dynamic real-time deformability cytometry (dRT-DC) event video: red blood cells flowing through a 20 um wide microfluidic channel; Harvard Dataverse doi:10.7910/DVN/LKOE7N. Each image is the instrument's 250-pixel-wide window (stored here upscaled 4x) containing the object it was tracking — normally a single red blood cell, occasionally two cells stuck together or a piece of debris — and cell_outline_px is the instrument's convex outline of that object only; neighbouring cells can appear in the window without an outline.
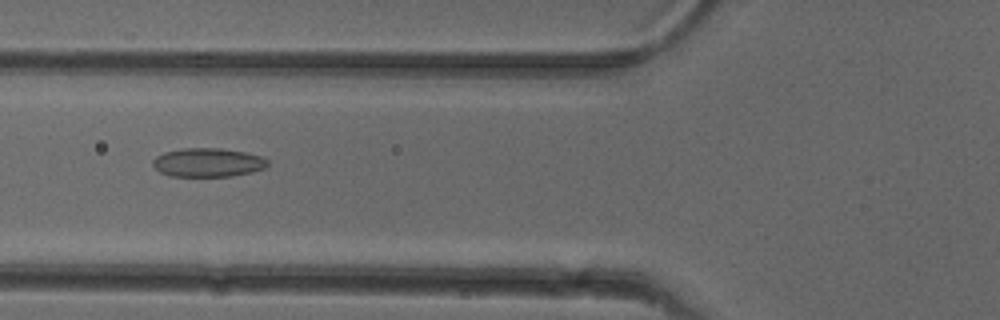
{"species": "common noctule bat (a hibernating species)", "species_latin": "Nyctalus noctula", "temperature_condition": "cold", "stored_images_in_passage": 35, "camera_frame_rate_fps": 3000, "um_per_image_px": 0.085, "animal": {"sex": "female"}, "frame": {"image": 1, "passage_image": 5, "time_ms": 1.333, "image_size_px": [1000, 320], "cell_outline_px": [[268, 164], [264, 168], [252, 172], [232, 176], [168, 176], [160, 172], [152, 164], [152, 160], [156, 156], [164, 152], [180, 148], [220, 148], [244, 152], [260, 156], [268, 160]], "centroid_in_image_um": [17.64, 13.81], "position_along_channel_um": 108.2, "area_um2": 19.31}}
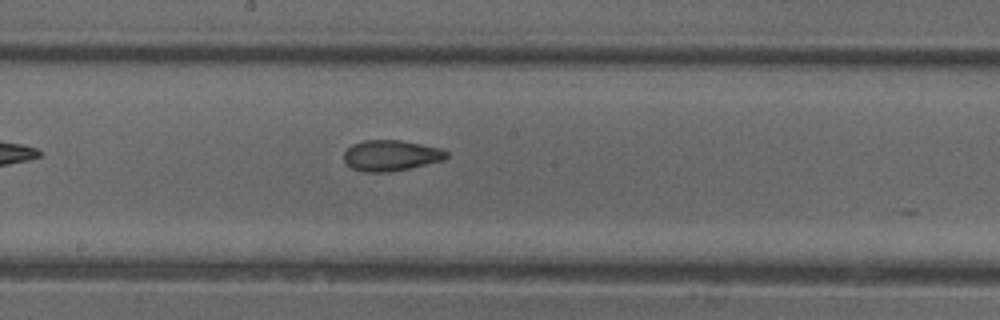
{"frame": {"image": 2, "passage_image": 13, "time_ms": 4.0, "image_size_px": [1000, 320], "cell_outline_px": [[448, 156], [444, 160], [408, 168], [388, 172], [364, 172], [352, 168], [344, 160], [344, 152], [352, 144], [364, 140], [400, 140], [440, 148], [448, 152]], "centroid_in_image_um": [33.22, 13.21], "position_along_channel_um": 215.0, "area_um2": 18.26}}
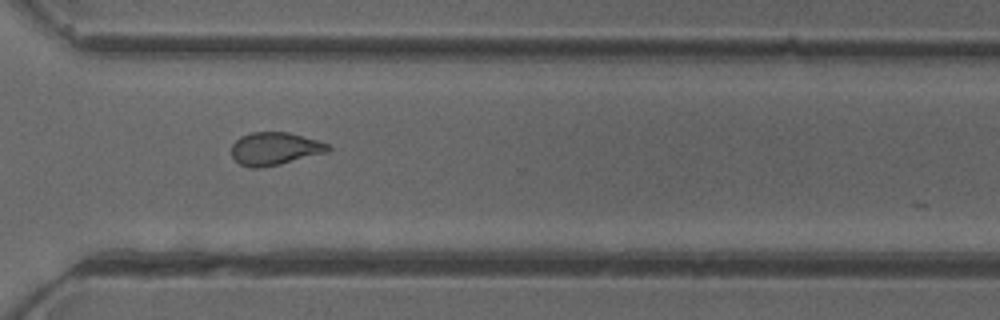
{"frame": {"image": 3, "passage_image": 23, "time_ms": 7.333, "image_size_px": [1000, 320], "cell_outline_px": [[332, 148], [328, 152], [280, 164], [260, 168], [248, 168], [240, 164], [232, 156], [232, 144], [240, 136], [252, 132], [288, 132], [316, 140], [328, 144]], "centroid_in_image_um": [23.34, 12.64], "position_along_channel_um": 347.3, "area_um2": 18.44}, "authors_computed_cell_mechanics": {"area_um2": 18.4382, "velocity_mm_per_s": 3.9809, "shape_relaxation_time_tau1_ms": null, "shape_relaxation_time_tau2_ms": 2.2059, "deformation_change_tau1": null, "deformation_change_tau2": 0.0879}}